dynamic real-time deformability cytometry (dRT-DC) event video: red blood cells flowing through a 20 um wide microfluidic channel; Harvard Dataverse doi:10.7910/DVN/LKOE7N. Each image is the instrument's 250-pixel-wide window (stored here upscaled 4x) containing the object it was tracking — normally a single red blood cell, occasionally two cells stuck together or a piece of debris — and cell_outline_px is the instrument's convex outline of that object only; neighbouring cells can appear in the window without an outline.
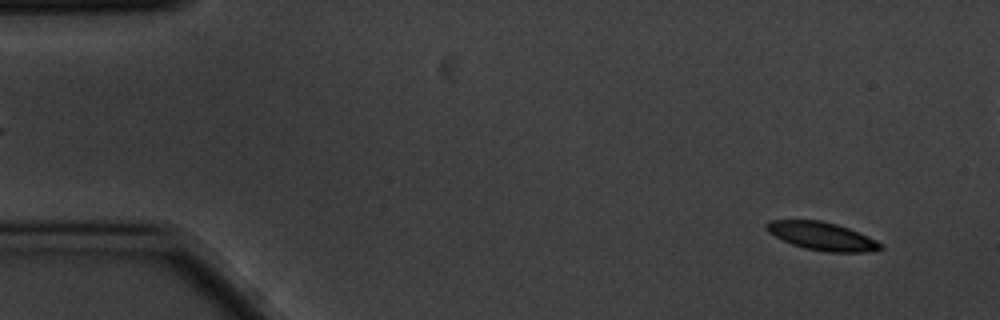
{"species": "common noctule bat (a hibernating species)", "species_latin": "Nyctalus noctula", "temperature_condition": "cold", "stored_images_in_passage": 4, "segment_of_instrument_passage": [2, 2], "camera_frame_rate_fps": 3000, "um_per_image_px": 0.085, "animal": {"sex": "male", "body_mass_g": 20.1, "forearm_length_mm": 53.5}, "frame": {"image": 1, "passage_image": 4, "time_ms": 1.0, "image_size_px": [1000, 320], "cell_outline_px": [[884, 248], [868, 252], [824, 252], [804, 248], [792, 244], [768, 232], [764, 228], [764, 224], [768, 220], [820, 220], [836, 224], [848, 228], [876, 240]], "centroid_in_image_um": [69.83, 20.07], "position_along_channel_um": 15.2, "area_um2": 18.61}}